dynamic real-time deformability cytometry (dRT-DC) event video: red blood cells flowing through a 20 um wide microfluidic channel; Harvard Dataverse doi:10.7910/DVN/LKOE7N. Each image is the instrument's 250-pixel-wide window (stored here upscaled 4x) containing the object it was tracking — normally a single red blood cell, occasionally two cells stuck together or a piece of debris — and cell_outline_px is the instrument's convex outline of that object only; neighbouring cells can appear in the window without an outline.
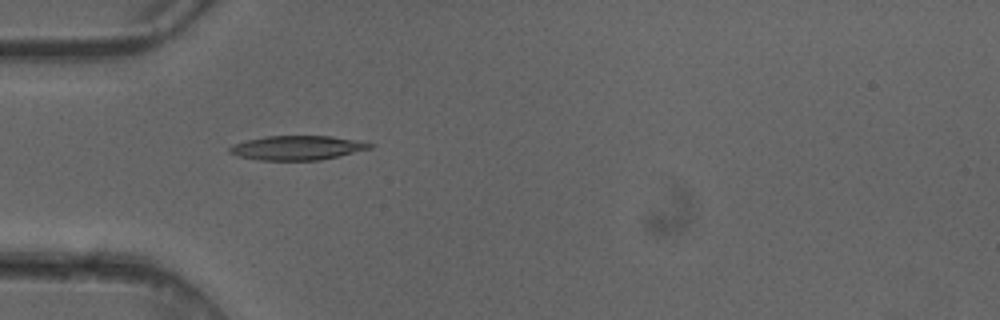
{"species": "common noctule bat (a hibernating species)", "species_latin": "Nyctalus noctula", "temperature_condition": "cold", "stored_images_in_passage": 5, "camera_frame_rate_fps": 3000, "um_per_image_px": 0.085, "animal": {"sex": "female"}, "frame": {"image": 1, "passage_image": 4, "time_ms": 1.0, "image_size_px": [1000, 320], "cell_outline_px": [[376, 144], [372, 148], [340, 156], [320, 160], [260, 160], [236, 156], [228, 152], [228, 148], [232, 144], [264, 136], [332, 136]], "centroid_in_image_um": [25.25, 12.56], "position_along_channel_um": 59.7, "area_um2": 19.94}}
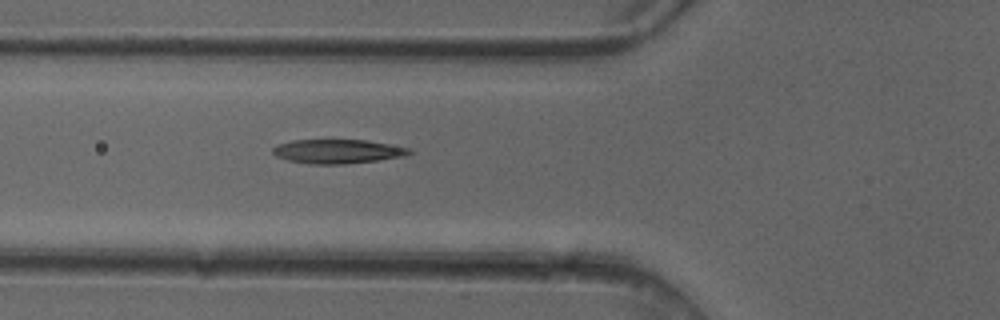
{"frame": {"image": 2, "passage_image": 5, "time_ms": 1.333, "image_size_px": [1000, 320], "cell_outline_px": [[412, 152], [404, 156], [380, 160], [344, 164], [308, 164], [288, 160], [276, 156], [272, 152], [272, 148], [276, 144], [292, 140], [364, 140], [412, 148]], "centroid_in_image_um": [28.68, 12.87], "position_along_channel_um": 97.1, "area_um2": 19.25}}